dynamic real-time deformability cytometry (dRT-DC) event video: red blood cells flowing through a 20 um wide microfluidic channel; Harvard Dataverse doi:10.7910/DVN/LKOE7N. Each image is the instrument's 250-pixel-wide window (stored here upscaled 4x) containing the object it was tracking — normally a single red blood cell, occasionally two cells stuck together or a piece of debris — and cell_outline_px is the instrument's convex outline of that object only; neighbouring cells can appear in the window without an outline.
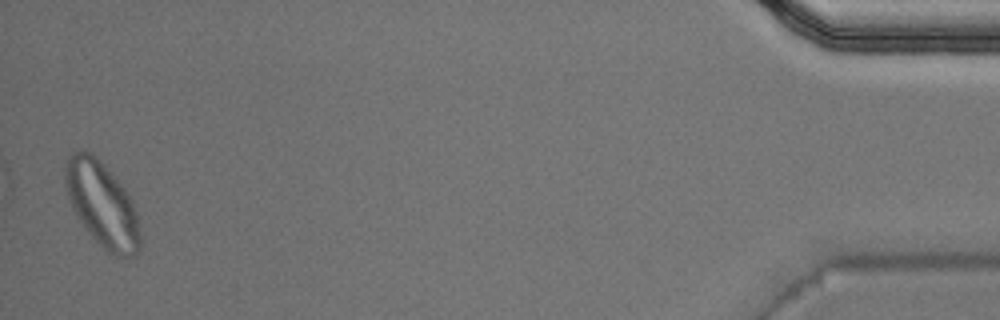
{"species": "Egyptian fruit bat (a non-hibernating species)", "species_latin": "Rousettus aegyptiacus", "temperature_condition": "warm", "stored_images_in_passage": 48, "segment_of_instrument_passage": [2, 2], "camera_frame_rate_fps": 3000, "um_per_image_px": 0.085, "animal": {"sex": "male"}, "frame": {"image": 1, "passage_image": 48, "time_ms": 15.667, "image_size_px": [1000, 320], "cell_outline_px": [[140, 248], [136, 256], [116, 256], [108, 252], [88, 232], [76, 216], [68, 200], [64, 180], [64, 168], [68, 156], [80, 148], [84, 148], [92, 152], [124, 188], [132, 200], [136, 212], [140, 232]], "centroid_in_image_um": [8.65, 17.35], "position_along_channel_um": 426.6, "area_um2": 37.17}}